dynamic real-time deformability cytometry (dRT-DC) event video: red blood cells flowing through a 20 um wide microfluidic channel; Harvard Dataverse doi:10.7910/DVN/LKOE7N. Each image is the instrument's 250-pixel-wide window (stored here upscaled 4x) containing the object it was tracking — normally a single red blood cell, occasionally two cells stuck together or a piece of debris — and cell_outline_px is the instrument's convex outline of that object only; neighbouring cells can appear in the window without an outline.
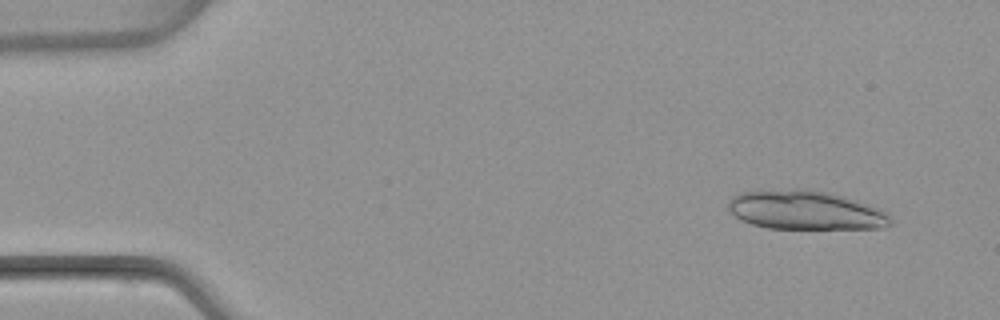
{"species": "common noctule bat (a hibernating species)", "species_latin": "Nyctalus noctula", "temperature_condition": "warm", "stored_images_in_passage": 4, "camera_frame_rate_fps": 3000, "um_per_image_px": 0.085, "animal": {"sex": "female", "body_mass_g": 22.7, "forearm_length_mm": 54.2}, "frame": {"image": 1, "passage_image": 1, "time_ms": 0.0, "image_size_px": [1000, 320], "cell_outline_px": [[892, 224], [884, 228], [768, 228], [752, 224], [728, 212], [728, 200], [732, 196], [740, 192], [760, 188], [804, 188], [844, 196], [880, 208], [888, 212], [892, 220]], "centroid_in_image_um": [68.43, 17.83], "position_along_channel_um": 16.6, "area_um2": 37.51}}